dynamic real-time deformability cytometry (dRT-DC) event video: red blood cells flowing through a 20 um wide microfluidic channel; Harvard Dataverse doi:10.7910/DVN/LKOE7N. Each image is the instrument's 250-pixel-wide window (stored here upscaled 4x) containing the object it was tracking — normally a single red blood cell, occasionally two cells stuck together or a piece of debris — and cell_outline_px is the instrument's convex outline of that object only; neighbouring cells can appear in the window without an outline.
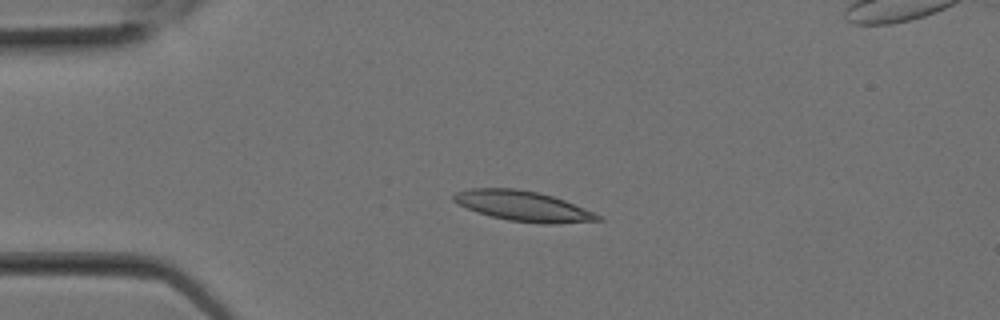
{"species": "Egyptian fruit bat (a non-hibernating species)", "species_latin": "Rousettus aegyptiacus", "temperature_condition": "room temperature", "stored_images_in_passage": 16, "camera_frame_rate_fps": 3000, "um_per_image_px": 0.085, "animal": {"sex": "female"}, "frame": {"image": 1, "passage_image": 5, "time_ms": 1.333, "image_size_px": [1000, 320], "cell_outline_px": [[604, 220], [556, 224], [540, 224], [508, 220], [492, 216], [468, 208], [452, 200], [452, 196], [456, 192], [472, 188], [516, 188], [540, 192], [564, 200], [604, 216]], "centroid_in_image_um": [44.53, 17.52], "position_along_channel_um": 40.5, "area_um2": 25.37}}
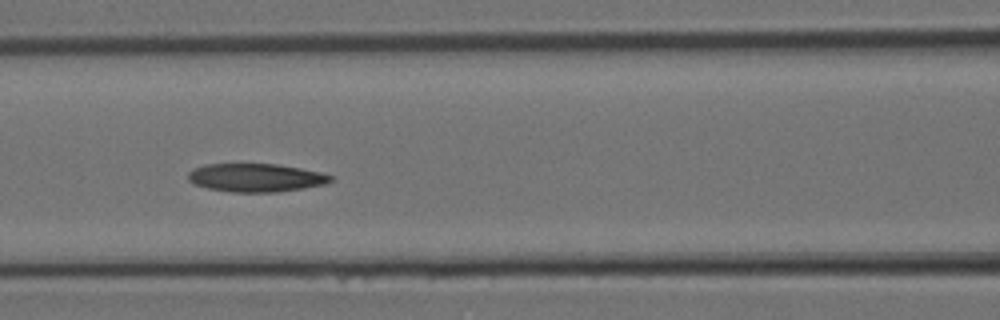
{"frame": {"image": 2, "passage_image": 10, "time_ms": 3.0, "image_size_px": [1000, 320], "cell_outline_px": [[332, 180], [324, 184], [304, 188], [276, 192], [232, 192], [208, 188], [192, 184], [188, 180], [188, 172], [204, 164], [276, 164], [300, 168], [320, 172], [332, 176]], "centroid_in_image_um": [21.72, 15.1], "position_along_channel_um": 144.9, "area_um2": 23.41}}
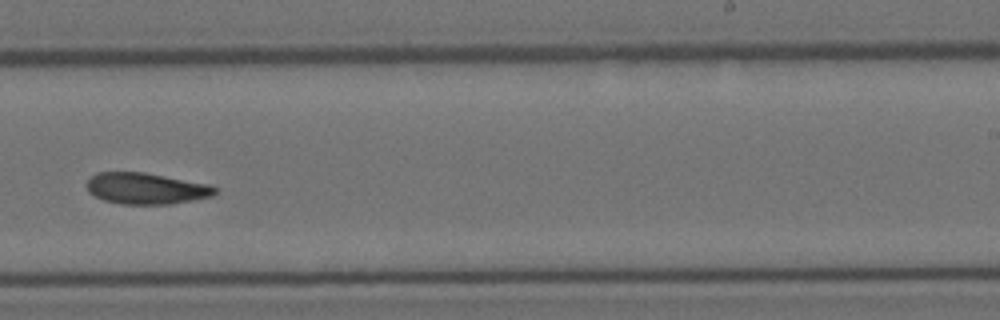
{"frame": {"image": 3, "passage_image": 15, "time_ms": 4.667, "image_size_px": [1000, 320], "cell_outline_px": [[220, 188], [212, 196], [172, 204], [120, 204], [104, 200], [88, 192], [84, 184], [88, 176], [96, 172], [144, 172], [208, 184]], "centroid_in_image_um": [12.36, 16.01], "position_along_channel_um": 276.6, "area_um2": 23.64}}